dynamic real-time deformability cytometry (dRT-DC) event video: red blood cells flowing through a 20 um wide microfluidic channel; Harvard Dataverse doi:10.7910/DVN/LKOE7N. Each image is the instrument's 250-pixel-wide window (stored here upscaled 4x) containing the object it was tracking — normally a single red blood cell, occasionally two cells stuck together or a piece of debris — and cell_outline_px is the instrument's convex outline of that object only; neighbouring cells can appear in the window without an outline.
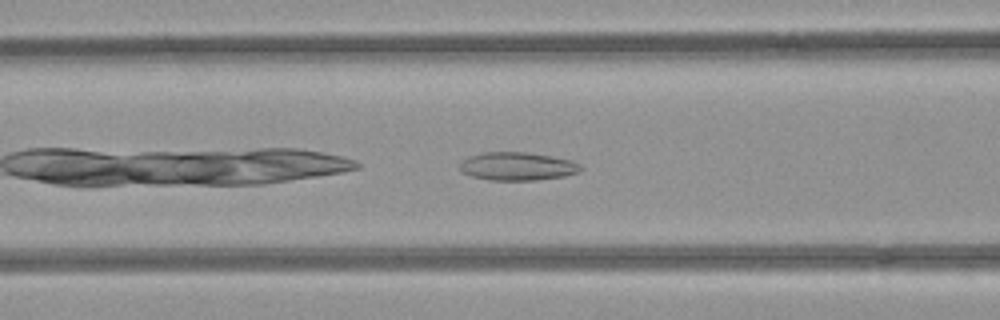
{"species": "common noctule bat (a hibernating species)", "species_latin": "Nyctalus noctula", "temperature_condition": "room temperature", "stored_images_in_passage": 35, "camera_frame_rate_fps": 3000, "um_per_image_px": 0.085, "animal": {"sex": "female", "body_mass_g": 21.9}, "frame": {"image": 1, "passage_image": 6, "time_ms": 1.667, "image_size_px": [1000, 320], "cell_outline_px": [[584, 168], [580, 172], [564, 176], [536, 180], [488, 180], [472, 176], [460, 172], [460, 164], [468, 156], [484, 152], [524, 152], [552, 156], [572, 160], [580, 164]], "centroid_in_image_um": [44.0, 14.14], "position_along_channel_um": 122.6, "area_um2": 20.0}}
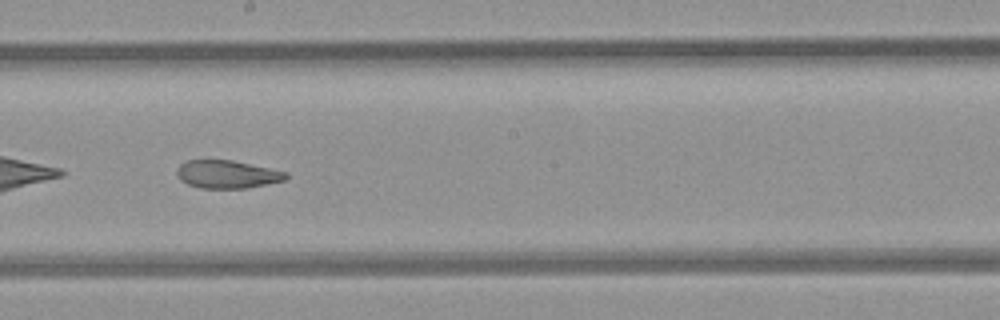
{"frame": {"image": 2, "passage_image": 14, "time_ms": 4.333, "image_size_px": [1000, 320], "cell_outline_px": [[288, 176], [284, 180], [248, 188], [200, 188], [188, 184], [180, 180], [176, 172], [180, 164], [188, 160], [232, 160], [288, 172]], "centroid_in_image_um": [19.3, 14.81], "position_along_channel_um": 228.9, "area_um2": 17.69}}
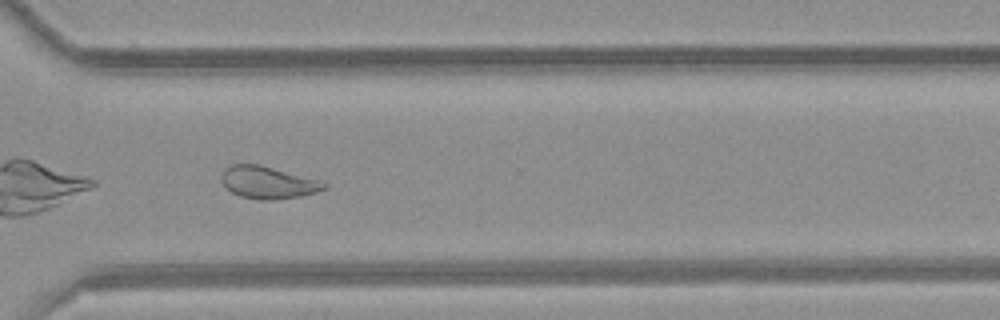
{"frame": {"image": 3, "passage_image": 23, "time_ms": 7.333, "image_size_px": [1000, 320], "cell_outline_px": [[328, 188], [316, 192], [300, 196], [272, 200], [260, 200], [240, 196], [232, 192], [220, 180], [224, 168], [232, 164], [260, 164], [324, 180], [328, 184]], "centroid_in_image_um": [22.84, 15.5], "position_along_channel_um": 347.8, "area_um2": 19.65}, "authors_computed_cell_mechanics": {"area_um2": 19.652, "velocity_mm_per_s": 3.9834, "shape_relaxation_time_tau1_ms": null, "shape_relaxation_time_tau2_ms": 2.2458, "deformation_change_tau1": null, "deformation_change_tau2": 0.0978}}